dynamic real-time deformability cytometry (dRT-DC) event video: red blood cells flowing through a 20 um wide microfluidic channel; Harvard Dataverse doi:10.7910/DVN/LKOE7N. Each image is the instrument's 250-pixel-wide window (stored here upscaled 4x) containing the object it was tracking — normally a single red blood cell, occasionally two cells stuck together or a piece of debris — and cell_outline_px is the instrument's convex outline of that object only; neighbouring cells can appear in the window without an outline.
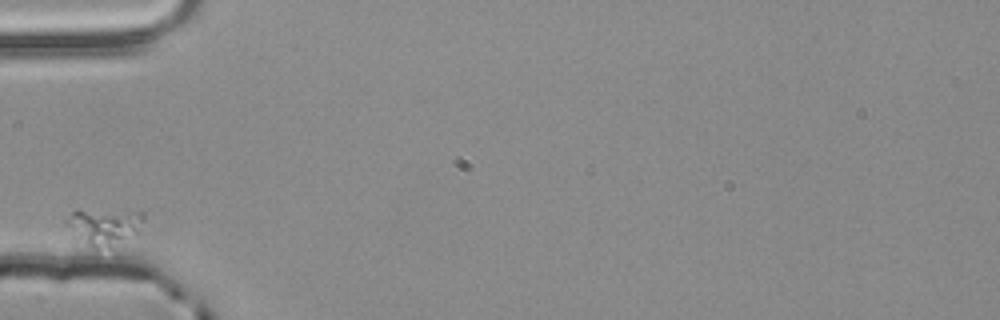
{"species": "common noctule bat (a hibernating species)", "species_latin": "Nyctalus noctula", "temperature_condition": "room temperature", "stored_images_in_passage": 2, "camera_frame_rate_fps": 3000, "um_per_image_px": 0.085, "animal": {"sex": "male", "body_mass_g": 20.4}, "frame": {"image": 1, "passage_image": 1, "time_ms": 0.0, "image_size_px": [1000, 320], "cell_outline_px": [[144, 220], [140, 232], [108, 244], [96, 248], [72, 240], [64, 220], [76, 208], [144, 212]], "centroid_in_image_um": [8.73, 19.19], "position_along_channel_um": 76.3, "area_um2": 16.76}}
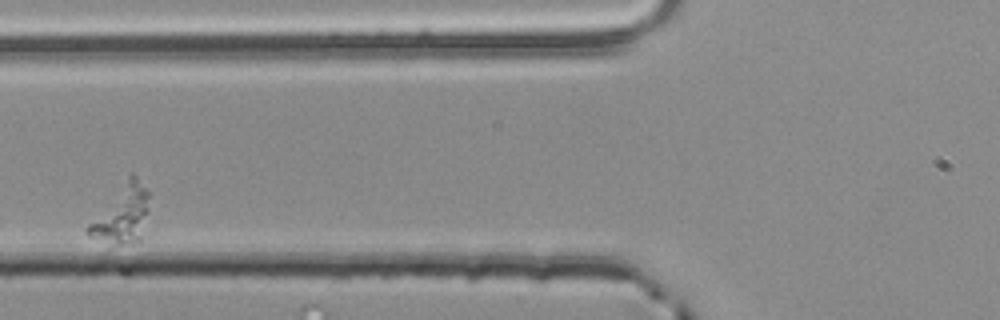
{"frame": {"image": 2, "passage_image": 2, "time_ms": 0.333, "image_size_px": [1000, 320], "cell_outline_px": [[148, 208], [140, 240], [132, 244], [120, 244], [88, 236], [84, 232], [84, 228], [128, 176], [132, 172], [136, 176], [148, 192]], "centroid_in_image_um": [10.34, 18.22], "position_along_channel_um": 115.5, "area_um2": 20.11}}